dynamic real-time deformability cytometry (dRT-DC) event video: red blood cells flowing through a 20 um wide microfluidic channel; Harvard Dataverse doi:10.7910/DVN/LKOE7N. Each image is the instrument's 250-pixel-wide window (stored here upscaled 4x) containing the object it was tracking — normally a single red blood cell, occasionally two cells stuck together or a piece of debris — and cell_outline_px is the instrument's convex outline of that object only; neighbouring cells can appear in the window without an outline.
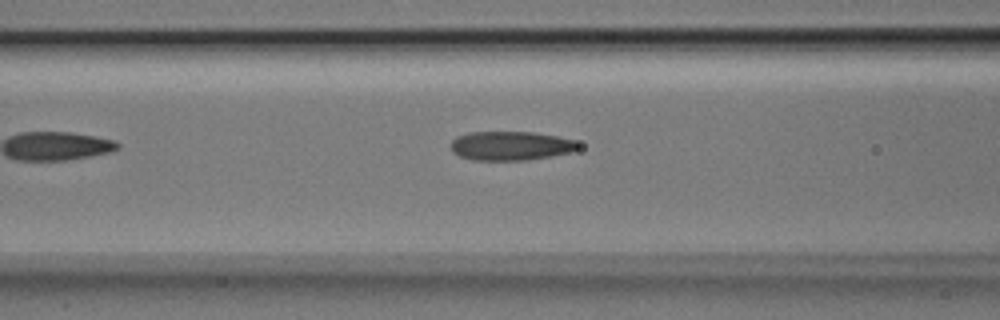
{"species": "Egyptian fruit bat (a non-hibernating species)", "species_latin": "Rousettus aegyptiacus", "temperature_condition": "room temperature", "stored_images_in_passage": 21, "camera_frame_rate_fps": 3000, "um_per_image_px": 0.085, "animal": {"sex": "male"}, "frame": {"image": 1, "passage_image": 5, "time_ms": 1.333, "image_size_px": [1000, 320], "cell_outline_px": [[580, 148], [572, 152], [552, 156], [528, 160], [472, 160], [460, 156], [452, 152], [452, 140], [456, 136], [468, 132], [532, 132], [556, 136], [576, 140], [580, 144]], "centroid_in_image_um": [43.44, 12.39], "position_along_channel_um": 123.2, "area_um2": 21.73}}
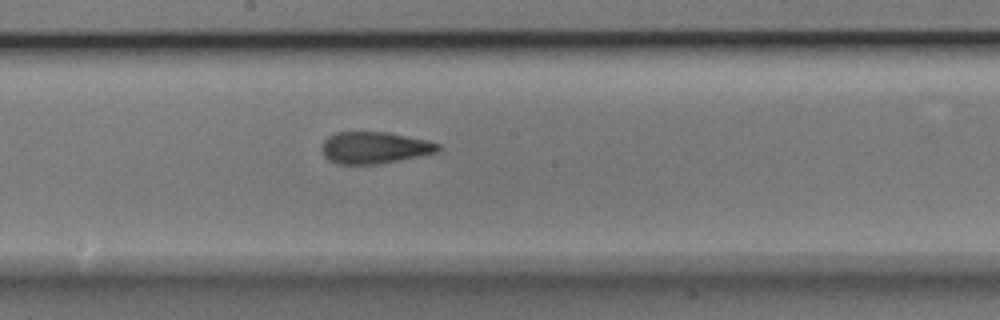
{"frame": {"image": 2, "passage_image": 12, "time_ms": 3.667, "image_size_px": [1000, 320], "cell_outline_px": [[440, 148], [436, 152], [420, 156], [400, 160], [376, 164], [336, 164], [328, 160], [324, 156], [324, 140], [328, 136], [336, 132], [388, 132], [424, 140], [440, 144]], "centroid_in_image_um": [31.82, 12.56], "position_along_channel_um": 216.4, "area_um2": 21.27}}
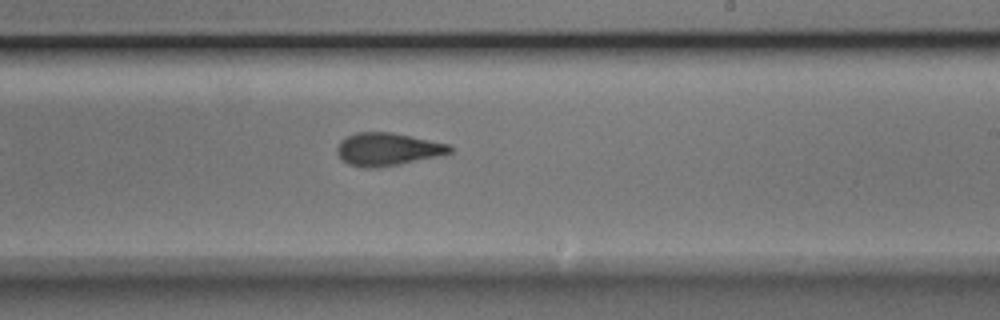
{"frame": {"image": 3, "passage_image": 15, "time_ms": 4.667, "image_size_px": [1000, 320], "cell_outline_px": [[452, 152], [436, 156], [400, 164], [376, 168], [364, 168], [348, 164], [340, 160], [336, 152], [336, 148], [340, 140], [356, 132], [392, 132], [448, 144], [452, 148]], "centroid_in_image_um": [32.87, 12.69], "position_along_channel_um": 256.1, "area_um2": 21.56}}